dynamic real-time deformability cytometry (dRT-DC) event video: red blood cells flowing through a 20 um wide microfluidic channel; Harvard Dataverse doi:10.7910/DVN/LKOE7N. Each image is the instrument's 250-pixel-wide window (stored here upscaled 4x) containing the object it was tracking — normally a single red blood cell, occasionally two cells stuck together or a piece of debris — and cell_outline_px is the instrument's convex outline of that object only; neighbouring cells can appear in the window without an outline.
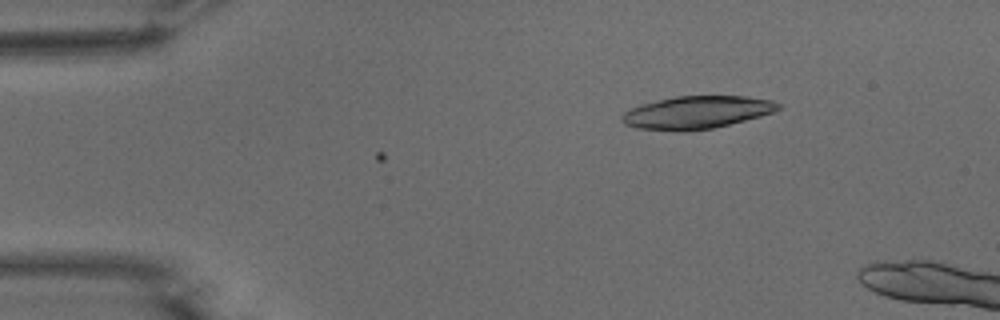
{"species": "common noctule bat (a hibernating species)", "species_latin": "Nyctalus noctula", "temperature_condition": "warm", "stored_images_in_passage": 14, "camera_frame_rate_fps": 3000, "um_per_image_px": 0.085, "animal": {"sex": "male", "body_mass_g": 15.6}, "frame": {"image": 1, "passage_image": 14, "time_ms": 4.333, "image_size_px": [1000, 320], "cell_outline_px": [[784, 104], [780, 108], [772, 112], [760, 116], [712, 128], [636, 128], [624, 124], [620, 120], [620, 116], [624, 112], [640, 104], [676, 96], [748, 96], [772, 100]], "centroid_in_image_um": [59.27, 9.5], "position_along_channel_um": 25.7, "area_um2": 28.78}}